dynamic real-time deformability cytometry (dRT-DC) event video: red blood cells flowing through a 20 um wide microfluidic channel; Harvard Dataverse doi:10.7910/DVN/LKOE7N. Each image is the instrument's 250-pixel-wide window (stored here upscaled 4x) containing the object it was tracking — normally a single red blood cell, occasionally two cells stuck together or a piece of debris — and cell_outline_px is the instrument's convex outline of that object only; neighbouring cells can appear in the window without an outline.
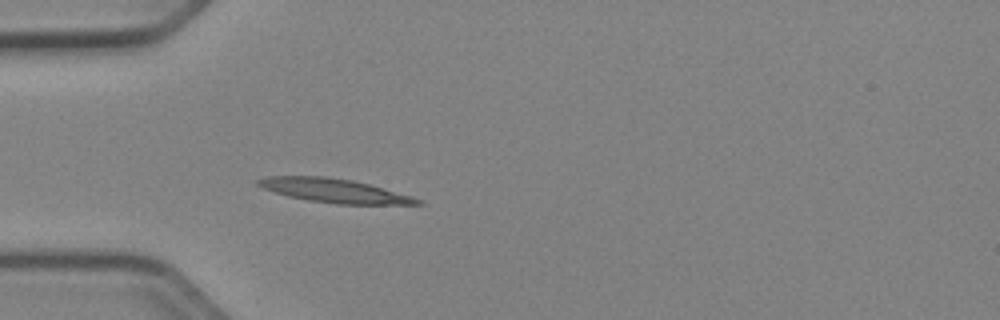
{"species": "Egyptian fruit bat (a non-hibernating species)", "species_latin": "Rousettus aegyptiacus", "temperature_condition": "cold", "stored_images_in_passage": 37, "camera_frame_rate_fps": 3000, "um_per_image_px": 0.085, "animal": {"sex": "female"}, "frame": {"image": 1, "passage_image": 1, "time_ms": 0.0, "image_size_px": [1000, 320], "cell_outline_px": [[424, 204], [336, 204], [308, 200], [288, 196], [264, 188], [256, 184], [256, 180], [268, 176], [328, 176], [352, 180], [368, 184], [412, 196], [420, 200]], "centroid_in_image_um": [28.39, 16.2], "position_along_channel_um": 56.6, "area_um2": 21.91}}
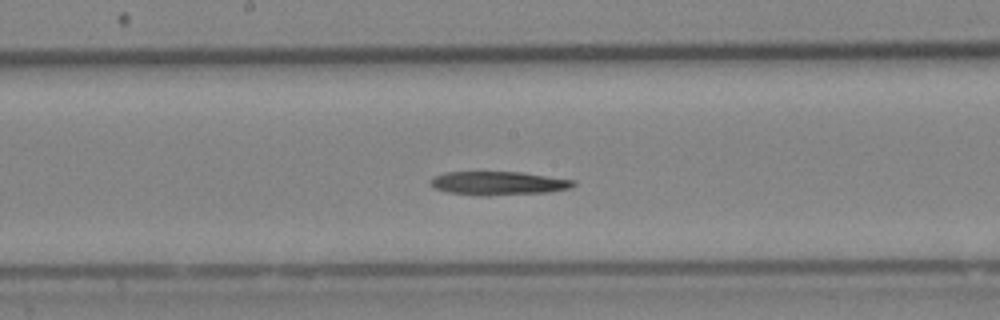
{"frame": {"image": 2, "passage_image": 13, "time_ms": 4.0, "image_size_px": [1000, 320], "cell_outline_px": [[576, 184], [572, 188], [548, 192], [488, 196], [480, 196], [448, 192], [432, 188], [428, 184], [428, 180], [432, 176], [444, 172], [520, 172], [576, 180]], "centroid_in_image_um": [42.3, 15.58], "position_along_channel_um": 205.9, "area_um2": 20.06}}
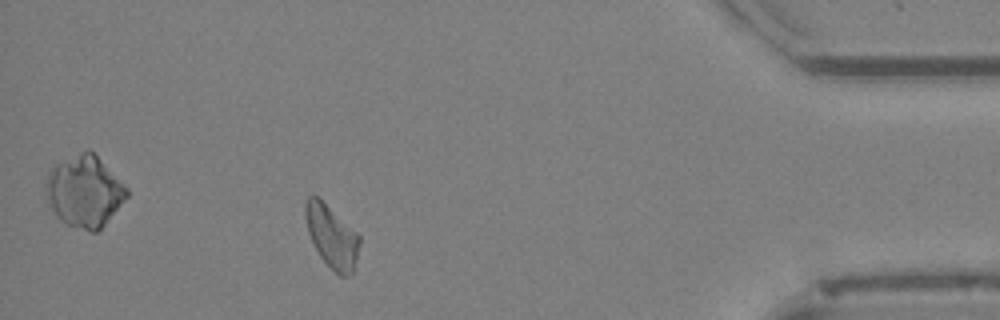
{"frame": {"image": 3, "passage_image": 32, "time_ms": 10.333, "image_size_px": [1000, 320], "cell_outline_px": [[360, 244], [352, 272], [348, 276], [340, 276], [320, 256], [308, 232], [304, 212], [304, 204], [308, 196], [316, 196], [356, 232], [360, 236]], "centroid_in_image_um": [28.19, 20.1], "position_along_channel_um": 407.0, "area_um2": 19.07}}